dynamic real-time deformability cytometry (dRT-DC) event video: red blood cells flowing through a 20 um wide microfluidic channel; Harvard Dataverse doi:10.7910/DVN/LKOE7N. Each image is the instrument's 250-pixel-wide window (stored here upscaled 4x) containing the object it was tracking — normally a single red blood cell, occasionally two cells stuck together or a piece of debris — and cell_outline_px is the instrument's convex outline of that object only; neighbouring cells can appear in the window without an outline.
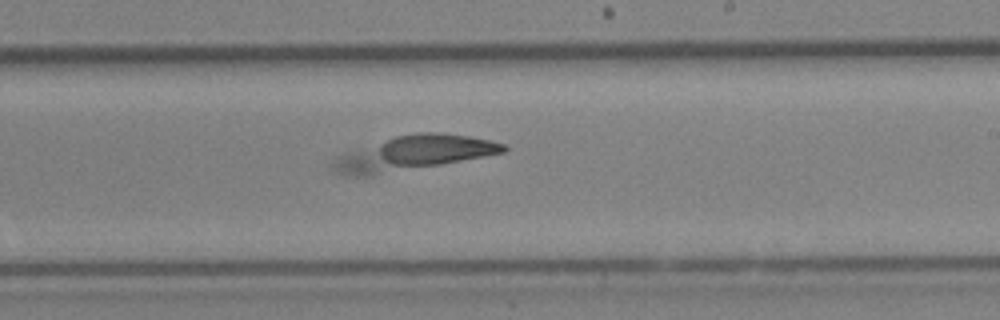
{"species": "Egyptian fruit bat (a non-hibernating species)", "species_latin": "Rousettus aegyptiacus", "temperature_condition": "cold", "stored_images_in_passage": 46, "camera_frame_rate_fps": 3000, "um_per_image_px": 0.085, "animal": {"sex": "female"}, "frame": {"image": 1, "passage_image": 24, "time_ms": 7.667, "image_size_px": [1000, 320], "cell_outline_px": [[508, 148], [504, 152], [484, 156], [440, 164], [372, 176], [348, 176], [336, 172], [332, 168], [332, 164], [336, 156], [396, 136], [416, 132], [440, 132], [472, 136], [504, 144]], "centroid_in_image_um": [35.13, 13.02], "position_along_channel_um": 253.9, "area_um2": 33.76}}
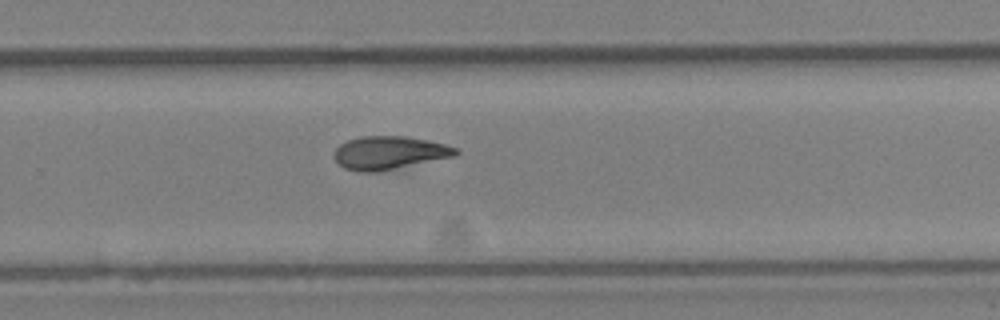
{"frame": {"image": 2, "passage_image": 27, "time_ms": 8.667, "image_size_px": [1000, 320], "cell_outline_px": [[460, 152], [456, 156], [380, 172], [360, 172], [344, 168], [332, 156], [332, 152], [340, 144], [348, 140], [360, 136], [404, 136], [428, 140], [444, 144], [456, 148]], "centroid_in_image_um": [33.07, 12.99], "position_along_channel_um": 296.7, "area_um2": 23.76}}
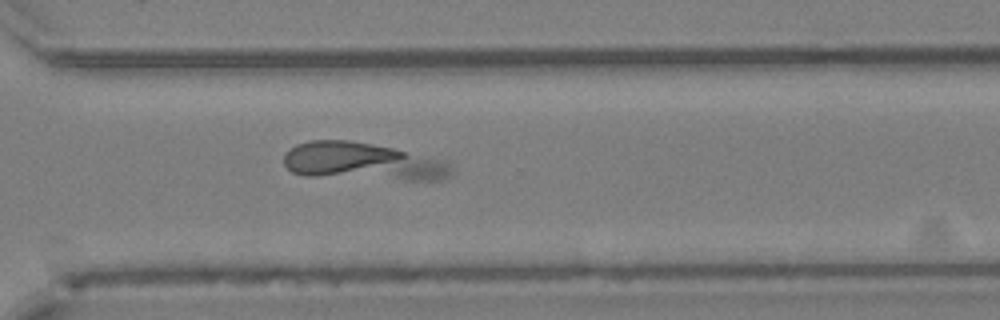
{"frame": {"image": 3, "passage_image": 30, "time_ms": 9.667, "image_size_px": [1000, 320], "cell_outline_px": [[452, 176], [444, 180], [408, 180], [304, 176], [292, 172], [284, 164], [284, 152], [296, 144], [308, 140], [352, 140], [392, 148], [440, 160], [448, 164], [452, 168]], "centroid_in_image_um": [30.76, 13.75], "position_along_channel_um": 339.8, "area_um2": 36.82}}